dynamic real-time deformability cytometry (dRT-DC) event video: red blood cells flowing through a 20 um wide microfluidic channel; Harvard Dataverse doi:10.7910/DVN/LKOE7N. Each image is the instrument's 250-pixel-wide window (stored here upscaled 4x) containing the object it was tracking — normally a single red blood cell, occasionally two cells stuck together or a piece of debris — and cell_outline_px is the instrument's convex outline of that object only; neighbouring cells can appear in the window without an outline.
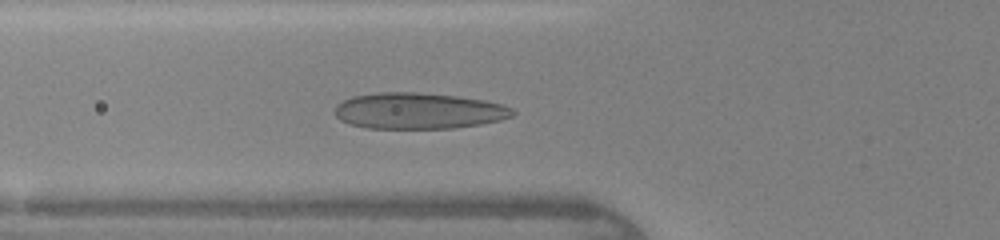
{"species": "human", "species_latin": "Homo sapiens", "temperature_condition": "warm", "stored_images_in_passage": 43, "camera_frame_rate_fps": 3000, "um_per_image_px": 0.085, "donor": {"sex": "female"}, "frame": {"image": 1, "passage_image": 15, "time_ms": 4.667, "image_size_px": [1000, 240], "cell_outline_px": [[516, 112], [512, 116], [500, 120], [480, 124], [452, 128], [368, 128], [348, 124], [340, 120], [332, 112], [336, 104], [352, 96], [380, 92], [416, 92], [456, 96], [484, 100], [500, 104], [512, 108]], "centroid_in_image_um": [35.52, 9.42], "position_along_channel_um": 90.3, "area_um2": 37.51}}
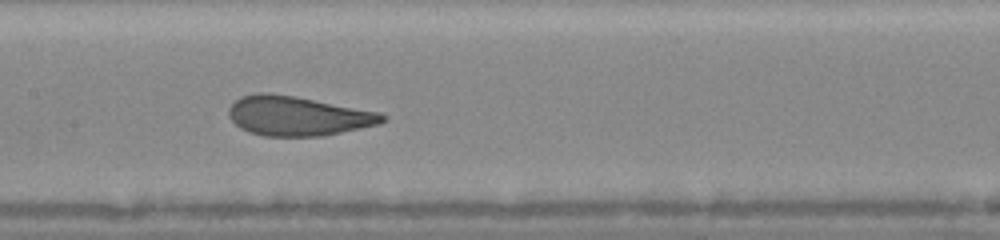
{"frame": {"image": 2, "passage_image": 21, "time_ms": 6.667, "image_size_px": [1000, 240], "cell_outline_px": [[388, 120], [380, 124], [324, 136], [264, 136], [248, 132], [240, 128], [232, 120], [228, 112], [228, 108], [240, 96], [256, 92], [268, 92], [296, 96], [380, 112], [388, 116]], "centroid_in_image_um": [25.33, 9.85], "position_along_channel_um": 182.1, "area_um2": 35.72}}
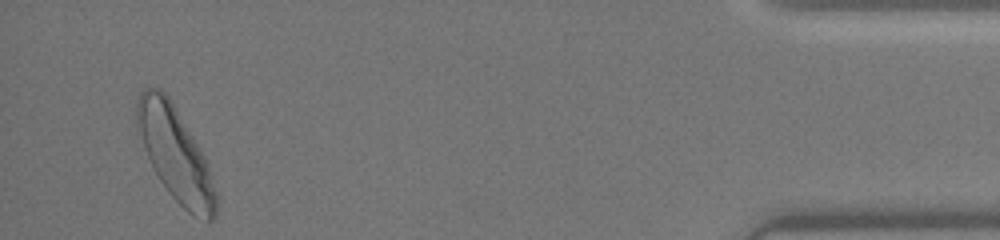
{"frame": {"image": 3, "passage_image": 41, "time_ms": 13.333, "image_size_px": [1000, 240], "cell_outline_px": [[216, 216], [212, 220], [208, 220], [188, 212], [168, 192], [160, 180], [144, 148], [136, 124], [136, 100], [140, 92], [144, 88], [160, 88], [168, 96], [200, 148], [208, 164], [216, 192]], "centroid_in_image_um": [14.89, 13.06], "position_along_channel_um": 420.3, "area_um2": 42.25}}